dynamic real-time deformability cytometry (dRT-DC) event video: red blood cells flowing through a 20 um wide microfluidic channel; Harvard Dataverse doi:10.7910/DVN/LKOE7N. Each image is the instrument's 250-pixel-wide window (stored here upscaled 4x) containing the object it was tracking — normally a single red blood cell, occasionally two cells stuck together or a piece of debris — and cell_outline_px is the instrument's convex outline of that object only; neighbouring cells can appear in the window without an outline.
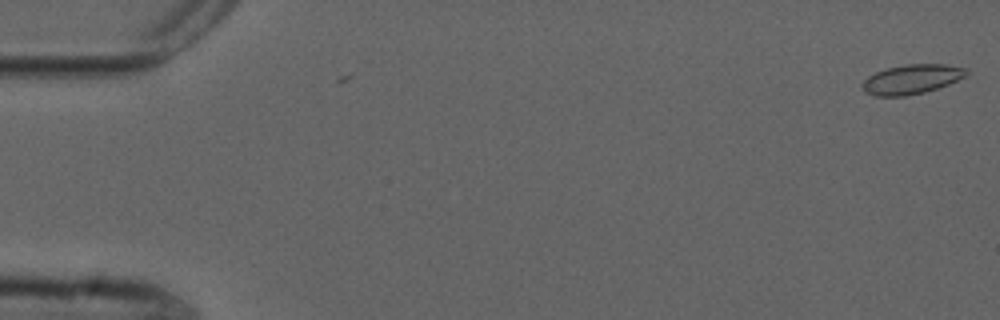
{"species": "common noctule bat (a hibernating species)", "species_latin": "Nyctalus noctula", "temperature_condition": "cold", "stored_images_in_passage": 4, "camera_frame_rate_fps": 3000, "um_per_image_px": 0.085, "animal": {"sex": "male", "forearm_length_mm": 52.5}, "frame": {"image": 1, "passage_image": 4, "time_ms": 1.0, "image_size_px": [1000, 320], "cell_outline_px": [[968, 72], [964, 76], [948, 84], [924, 92], [904, 96], [872, 96], [864, 92], [860, 88], [860, 84], [868, 76], [876, 72], [888, 68], [908, 64], [948, 64], [968, 68]], "centroid_in_image_um": [77.44, 6.74], "position_along_channel_um": 7.6, "area_um2": 17.92}}